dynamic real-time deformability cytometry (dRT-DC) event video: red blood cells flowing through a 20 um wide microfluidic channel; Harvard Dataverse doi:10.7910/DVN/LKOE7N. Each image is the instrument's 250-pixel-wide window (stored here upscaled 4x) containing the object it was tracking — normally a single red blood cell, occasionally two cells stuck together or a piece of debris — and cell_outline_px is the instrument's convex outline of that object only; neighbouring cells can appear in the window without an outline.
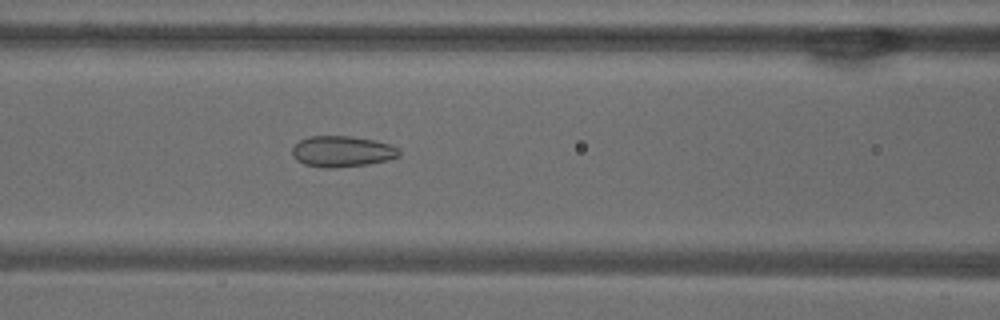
{"species": "common noctule bat (a hibernating species)", "species_latin": "Nyctalus noctula", "temperature_condition": "warm", "stored_images_in_passage": 51, "camera_frame_rate_fps": 3000, "um_per_image_px": 0.085, "animal": {"sex": "male", "body_mass_g": 18.8}, "frame": {"image": 1, "passage_image": 22, "time_ms": 7.0, "image_size_px": [1000, 320], "cell_outline_px": [[400, 156], [388, 160], [368, 164], [336, 168], [324, 168], [304, 164], [296, 160], [292, 156], [292, 148], [300, 140], [308, 136], [348, 136], [376, 140], [400, 148]], "centroid_in_image_um": [29.08, 12.88], "position_along_channel_um": 137.5, "area_um2": 19.48}}
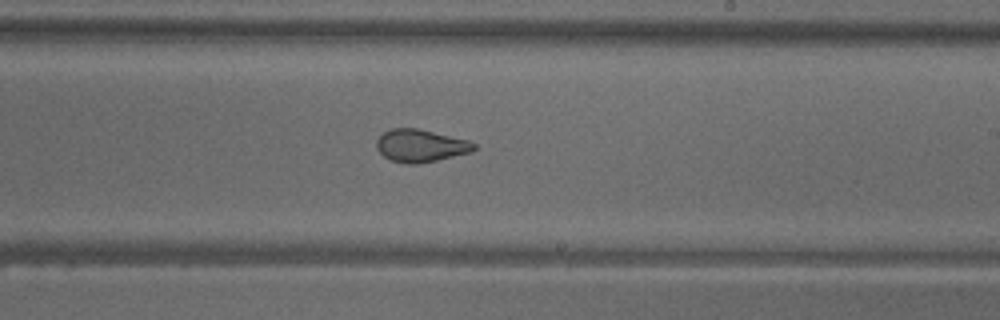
{"frame": {"image": 2, "passage_image": 31, "time_ms": 10.0, "image_size_px": [1000, 320], "cell_outline_px": [[476, 148], [472, 152], [436, 160], [416, 164], [404, 164], [392, 160], [384, 156], [376, 148], [376, 140], [384, 132], [392, 128], [416, 128], [468, 140], [476, 144]], "centroid_in_image_um": [35.74, 12.39], "position_along_channel_um": 253.3, "area_um2": 18.38}}
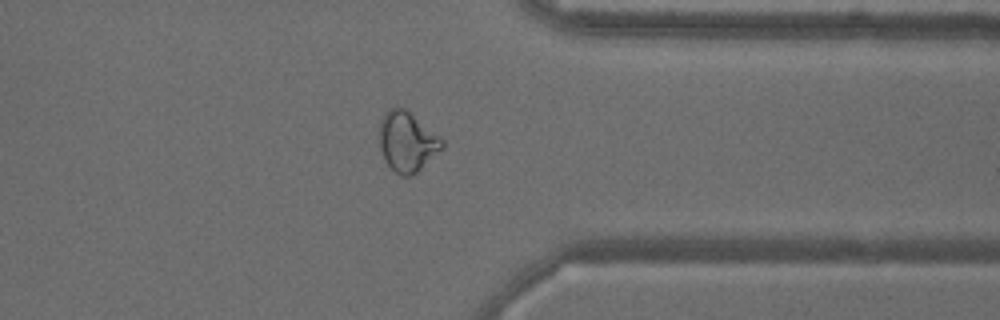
{"frame": {"image": 3, "passage_image": 41, "time_ms": 13.333, "image_size_px": [1000, 320], "cell_outline_px": [[444, 148], [416, 172], [408, 176], [400, 176], [384, 160], [380, 148], [380, 120], [384, 112], [392, 108], [408, 108], [440, 136], [444, 140]], "centroid_in_image_um": [34.63, 12.0], "position_along_channel_um": 376.8, "area_um2": 22.08}, "authors_computed_cell_mechanics": {"area_um2": 22.0796, "velocity_mm_per_s": 3.8613, "shape_relaxation_time_tau1_ms": null, "shape_relaxation_time_tau2_ms": 1.1481, "deformation_change_tau1": null, "deformation_change_tau2": 0.0754}}